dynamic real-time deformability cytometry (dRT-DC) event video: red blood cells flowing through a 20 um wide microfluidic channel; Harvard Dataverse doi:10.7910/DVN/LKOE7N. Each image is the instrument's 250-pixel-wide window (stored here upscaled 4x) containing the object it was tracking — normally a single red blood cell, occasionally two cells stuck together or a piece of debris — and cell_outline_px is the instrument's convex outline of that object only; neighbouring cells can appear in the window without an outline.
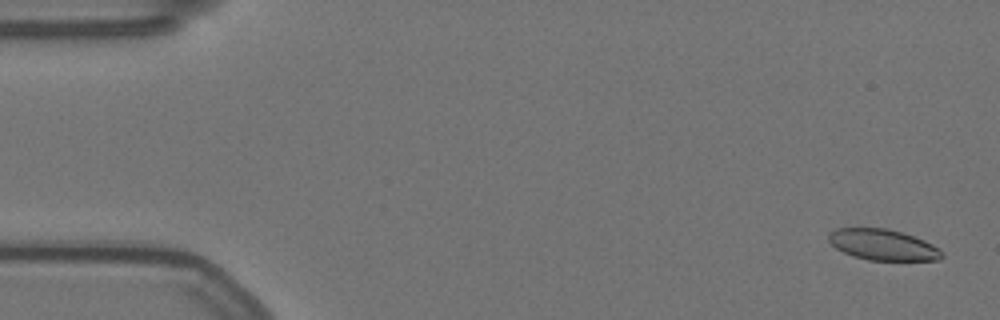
{"species": "Egyptian fruit bat (a non-hibernating species)", "species_latin": "Rousettus aegyptiacus", "temperature_condition": "warm", "stored_images_in_passage": 57, "camera_frame_rate_fps": 3000, "um_per_image_px": 0.085, "animal": {"sex": "female"}, "frame": {"image": 1, "passage_image": 2, "time_ms": 0.333, "image_size_px": [1000, 320], "cell_outline_px": [[944, 256], [940, 260], [868, 260], [852, 256], [836, 248], [828, 240], [828, 236], [836, 228], [888, 228], [924, 240], [940, 248], [944, 252]], "centroid_in_image_um": [75.08, 20.81], "position_along_channel_um": 9.9, "area_um2": 20.4}}
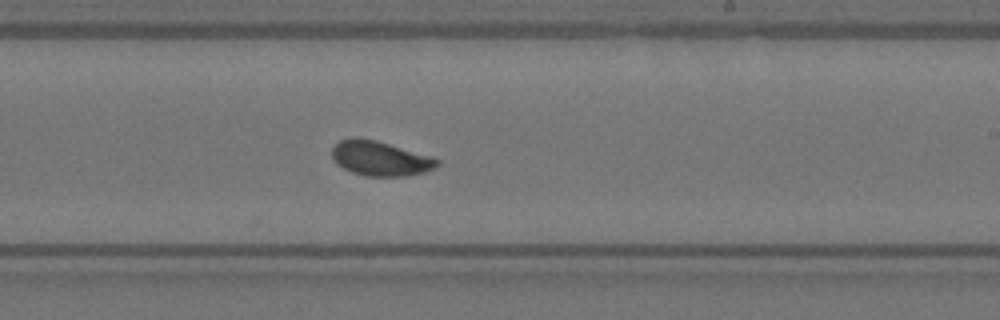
{"frame": {"image": 2, "passage_image": 34, "time_ms": 11.0, "image_size_px": [1000, 320], "cell_outline_px": [[440, 164], [436, 168], [424, 172], [408, 176], [364, 176], [352, 172], [336, 164], [332, 156], [332, 148], [340, 140], [356, 136], [376, 140], [432, 156], [440, 160]], "centroid_in_image_um": [32.34, 13.46], "position_along_channel_um": 256.7, "area_um2": 21.5}}
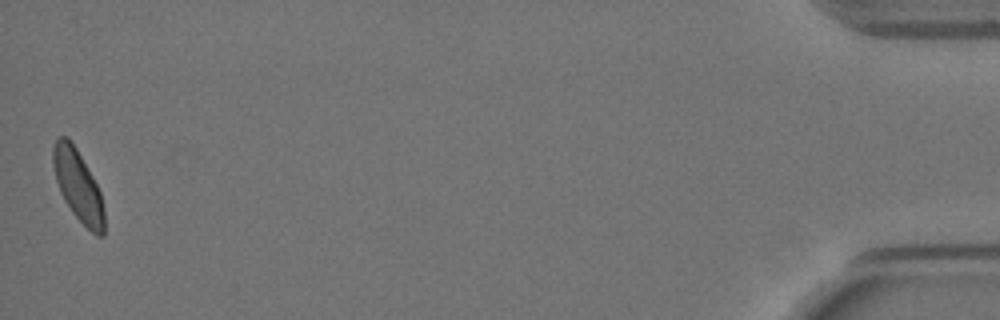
{"frame": {"image": 3, "passage_image": 57, "time_ms": 18.667, "image_size_px": [1000, 320], "cell_outline_px": [[104, 236], [96, 236], [72, 212], [64, 200], [60, 192], [56, 180], [52, 164], [52, 148], [56, 136], [68, 136], [76, 148], [92, 176], [100, 192], [104, 212]], "centroid_in_image_um": [6.6, 15.74], "position_along_channel_um": 428.6, "area_um2": 21.1}, "authors_computed_cell_mechanics": {"area_um2": 21.2126, "velocity_mm_per_s": 3.4978, "shape_relaxation_time_tau1_ms": 2.8591, "shape_relaxation_time_tau2_ms": 0.9559, "deformation_change_tau1": 0.1078, "deformation_change_tau2": 0.0413}}